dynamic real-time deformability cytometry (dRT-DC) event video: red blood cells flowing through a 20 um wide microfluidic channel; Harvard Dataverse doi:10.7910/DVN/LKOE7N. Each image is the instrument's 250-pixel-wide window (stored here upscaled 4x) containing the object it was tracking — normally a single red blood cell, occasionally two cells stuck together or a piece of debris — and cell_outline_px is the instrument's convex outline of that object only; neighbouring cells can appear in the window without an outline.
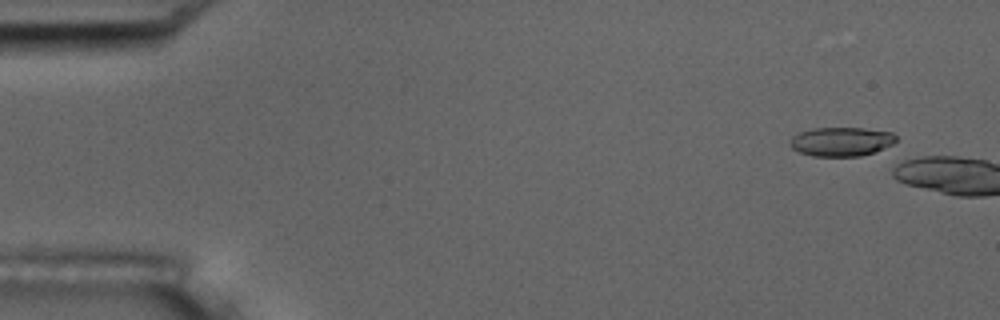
{"species": "common noctule bat (a hibernating species)", "species_latin": "Nyctalus noctula", "temperature_condition": "room temperature", "stored_images_in_passage": 2, "camera_frame_rate_fps": 3000, "um_per_image_px": 0.085, "animal": {"sex": "male", "body_mass_g": 17.5, "forearm_length_mm": 52.3}, "frame": {"image": 1, "passage_image": 1, "time_ms": 0.0, "image_size_px": [1000, 320], "cell_outline_px": [[896, 140], [892, 144], [884, 148], [860, 156], [812, 156], [800, 152], [792, 148], [788, 144], [788, 140], [792, 136], [800, 132], [812, 128], [864, 128], [892, 132], [896, 136]], "centroid_in_image_um": [71.47, 12.03], "position_along_channel_um": 13.5, "area_um2": 17.98}}